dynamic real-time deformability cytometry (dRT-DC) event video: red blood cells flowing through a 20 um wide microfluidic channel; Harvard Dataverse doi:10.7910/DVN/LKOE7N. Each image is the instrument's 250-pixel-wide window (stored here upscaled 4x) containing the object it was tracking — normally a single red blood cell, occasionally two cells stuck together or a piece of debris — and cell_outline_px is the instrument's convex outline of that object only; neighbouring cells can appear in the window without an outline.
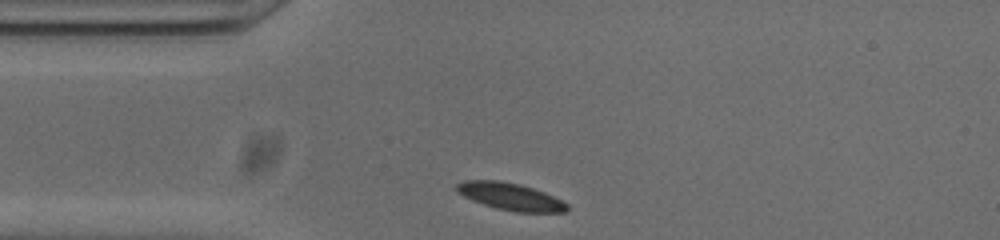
{"species": "common noctule bat (a hibernating species)", "species_latin": "Nyctalus noctula", "temperature_condition": "cold", "stored_images_in_passage": 30, "camera_frame_rate_fps": 3000, "um_per_image_px": 0.085, "animal": {"sex": "male", "body_mass_g": 20.0, "forearm_length_mm": 53.3}, "frame": {"image": 1, "passage_image": 1, "time_ms": 0.0, "image_size_px": [1000, 240], "cell_outline_px": [[568, 212], [516, 212], [496, 208], [472, 200], [456, 192], [456, 184], [464, 180], [500, 180], [520, 184], [544, 192], [568, 204]], "centroid_in_image_um": [43.36, 16.7], "position_along_channel_um": 41.6, "area_um2": 17.46}}
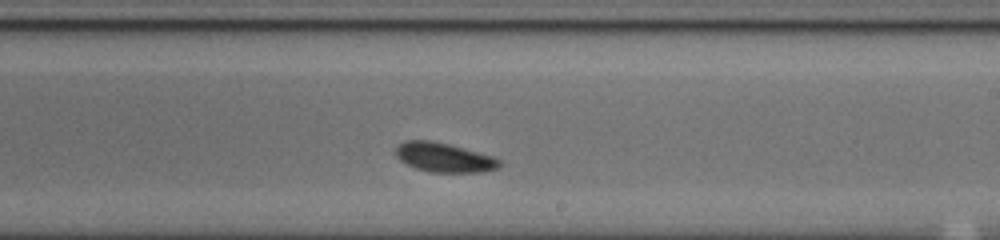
{"frame": {"image": 2, "passage_image": 19, "time_ms": 6.0, "image_size_px": [1000, 240], "cell_outline_px": [[500, 168], [480, 172], [432, 172], [416, 168], [400, 160], [392, 152], [396, 144], [404, 140], [432, 140], [448, 144], [492, 156], [500, 160]], "centroid_in_image_um": [37.68, 13.37], "position_along_channel_um": 251.3, "area_um2": 17.8}}
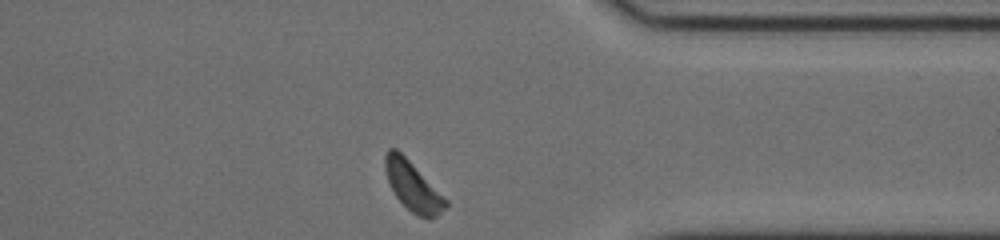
{"frame": {"image": 3, "passage_image": 30, "time_ms": 9.667, "image_size_px": [1000, 240], "cell_outline_px": [[448, 204], [436, 216], [428, 220], [416, 216], [396, 196], [388, 180], [384, 168], [384, 156], [388, 148], [396, 148], [448, 200]], "centroid_in_image_um": [35.08, 15.84], "position_along_channel_um": 376.3, "area_um2": 17.05}, "authors_computed_cell_mechanics": {"area_um2": 17.3111, "velocity_mm_per_s": 3.7486, "shape_relaxation_time_tau1_ms": 2.4967, "shape_relaxation_time_tau2_ms": null, "deformation_change_tau1": 0.074, "deformation_change_tau2": null}}